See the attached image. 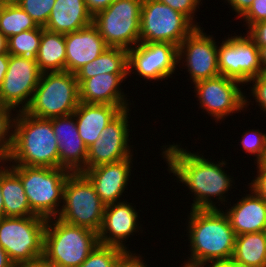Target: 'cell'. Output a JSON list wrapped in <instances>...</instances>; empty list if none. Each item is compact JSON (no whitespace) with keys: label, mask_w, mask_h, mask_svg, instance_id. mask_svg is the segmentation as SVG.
Masks as SVG:
<instances>
[{"label":"cell","mask_w":266,"mask_h":267,"mask_svg":"<svg viewBox=\"0 0 266 267\" xmlns=\"http://www.w3.org/2000/svg\"><path fill=\"white\" fill-rule=\"evenodd\" d=\"M162 157L168 164L169 173H173L177 179L186 185L193 193L191 209H218L217 203L211 199L216 196L225 206L226 193L234 182L225 172L226 161L218 164L211 162L197 152L191 153L180 145H163ZM202 155V156H201ZM224 194V195H223Z\"/></svg>","instance_id":"6da1fadb"},{"label":"cell","mask_w":266,"mask_h":267,"mask_svg":"<svg viewBox=\"0 0 266 267\" xmlns=\"http://www.w3.org/2000/svg\"><path fill=\"white\" fill-rule=\"evenodd\" d=\"M188 216L190 251L185 266L199 267L212 260L230 259L236 234L223 209H191Z\"/></svg>","instance_id":"7a4b0ae2"},{"label":"cell","mask_w":266,"mask_h":267,"mask_svg":"<svg viewBox=\"0 0 266 267\" xmlns=\"http://www.w3.org/2000/svg\"><path fill=\"white\" fill-rule=\"evenodd\" d=\"M10 165L59 168L58 142L50 119L16 111ZM12 162V164H11Z\"/></svg>","instance_id":"3957f363"},{"label":"cell","mask_w":266,"mask_h":267,"mask_svg":"<svg viewBox=\"0 0 266 267\" xmlns=\"http://www.w3.org/2000/svg\"><path fill=\"white\" fill-rule=\"evenodd\" d=\"M98 244V234L88 228L47 219L43 257L56 267H79Z\"/></svg>","instance_id":"277c9868"},{"label":"cell","mask_w":266,"mask_h":267,"mask_svg":"<svg viewBox=\"0 0 266 267\" xmlns=\"http://www.w3.org/2000/svg\"><path fill=\"white\" fill-rule=\"evenodd\" d=\"M9 167L20 177L31 211L45 219L56 218L62 208L64 185L71 172L65 168Z\"/></svg>","instance_id":"5b68a950"},{"label":"cell","mask_w":266,"mask_h":267,"mask_svg":"<svg viewBox=\"0 0 266 267\" xmlns=\"http://www.w3.org/2000/svg\"><path fill=\"white\" fill-rule=\"evenodd\" d=\"M76 75L67 71L44 72L24 112L50 119L73 114L79 104Z\"/></svg>","instance_id":"8992f818"},{"label":"cell","mask_w":266,"mask_h":267,"mask_svg":"<svg viewBox=\"0 0 266 267\" xmlns=\"http://www.w3.org/2000/svg\"><path fill=\"white\" fill-rule=\"evenodd\" d=\"M105 206L88 177L82 172H71L64 185L63 205L57 218L98 233Z\"/></svg>","instance_id":"52a82bcc"},{"label":"cell","mask_w":266,"mask_h":267,"mask_svg":"<svg viewBox=\"0 0 266 267\" xmlns=\"http://www.w3.org/2000/svg\"><path fill=\"white\" fill-rule=\"evenodd\" d=\"M46 222L37 215L0 220V244L15 265L43 257Z\"/></svg>","instance_id":"ba28073f"},{"label":"cell","mask_w":266,"mask_h":267,"mask_svg":"<svg viewBox=\"0 0 266 267\" xmlns=\"http://www.w3.org/2000/svg\"><path fill=\"white\" fill-rule=\"evenodd\" d=\"M143 0H115L93 17V24L109 47L131 49L140 42Z\"/></svg>","instance_id":"9c48e42d"},{"label":"cell","mask_w":266,"mask_h":267,"mask_svg":"<svg viewBox=\"0 0 266 267\" xmlns=\"http://www.w3.org/2000/svg\"><path fill=\"white\" fill-rule=\"evenodd\" d=\"M196 28L185 15L158 0H143L140 17L141 43H170L179 46Z\"/></svg>","instance_id":"30bf717a"},{"label":"cell","mask_w":266,"mask_h":267,"mask_svg":"<svg viewBox=\"0 0 266 267\" xmlns=\"http://www.w3.org/2000/svg\"><path fill=\"white\" fill-rule=\"evenodd\" d=\"M240 84L243 86L239 81L219 75L193 85L200 108L220 122L249 106L251 101H248L245 92L239 88Z\"/></svg>","instance_id":"8fae6325"},{"label":"cell","mask_w":266,"mask_h":267,"mask_svg":"<svg viewBox=\"0 0 266 267\" xmlns=\"http://www.w3.org/2000/svg\"><path fill=\"white\" fill-rule=\"evenodd\" d=\"M218 46V69L220 75L248 85V81L263 73L259 47L246 34L224 38Z\"/></svg>","instance_id":"7c38bea8"},{"label":"cell","mask_w":266,"mask_h":267,"mask_svg":"<svg viewBox=\"0 0 266 267\" xmlns=\"http://www.w3.org/2000/svg\"><path fill=\"white\" fill-rule=\"evenodd\" d=\"M42 72L36 59L9 54V64L0 86V104L24 111L29 105ZM21 105V106H20Z\"/></svg>","instance_id":"4fadbf2b"},{"label":"cell","mask_w":266,"mask_h":267,"mask_svg":"<svg viewBox=\"0 0 266 267\" xmlns=\"http://www.w3.org/2000/svg\"><path fill=\"white\" fill-rule=\"evenodd\" d=\"M177 66L178 46L174 44L139 42L128 50V76L136 73L147 81H162L171 77Z\"/></svg>","instance_id":"5bb4252c"},{"label":"cell","mask_w":266,"mask_h":267,"mask_svg":"<svg viewBox=\"0 0 266 267\" xmlns=\"http://www.w3.org/2000/svg\"><path fill=\"white\" fill-rule=\"evenodd\" d=\"M213 38L196 27L178 46V67L182 62L194 84L220 75L218 45Z\"/></svg>","instance_id":"9a60e30c"},{"label":"cell","mask_w":266,"mask_h":267,"mask_svg":"<svg viewBox=\"0 0 266 267\" xmlns=\"http://www.w3.org/2000/svg\"><path fill=\"white\" fill-rule=\"evenodd\" d=\"M122 110L100 133V138L87 148L86 170L95 166L118 162L131 157L129 146V113Z\"/></svg>","instance_id":"2e32d148"},{"label":"cell","mask_w":266,"mask_h":267,"mask_svg":"<svg viewBox=\"0 0 266 267\" xmlns=\"http://www.w3.org/2000/svg\"><path fill=\"white\" fill-rule=\"evenodd\" d=\"M125 201L105 206L102 225L97 233L99 244L128 250L124 240H128L130 235H134L133 232H139L138 229L142 228L137 221L139 216L136 208Z\"/></svg>","instance_id":"e0dca14e"},{"label":"cell","mask_w":266,"mask_h":267,"mask_svg":"<svg viewBox=\"0 0 266 267\" xmlns=\"http://www.w3.org/2000/svg\"><path fill=\"white\" fill-rule=\"evenodd\" d=\"M58 142L59 168L86 170L87 147L80 138L74 114L50 118Z\"/></svg>","instance_id":"ac0fdd59"},{"label":"cell","mask_w":266,"mask_h":267,"mask_svg":"<svg viewBox=\"0 0 266 267\" xmlns=\"http://www.w3.org/2000/svg\"><path fill=\"white\" fill-rule=\"evenodd\" d=\"M133 155L125 160L88 168L83 173L94 185L96 193L105 205L118 203L128 185Z\"/></svg>","instance_id":"d6986e66"},{"label":"cell","mask_w":266,"mask_h":267,"mask_svg":"<svg viewBox=\"0 0 266 267\" xmlns=\"http://www.w3.org/2000/svg\"><path fill=\"white\" fill-rule=\"evenodd\" d=\"M65 46V71L73 74L109 47L93 23L78 31L65 34Z\"/></svg>","instance_id":"ffe728a7"},{"label":"cell","mask_w":266,"mask_h":267,"mask_svg":"<svg viewBox=\"0 0 266 267\" xmlns=\"http://www.w3.org/2000/svg\"><path fill=\"white\" fill-rule=\"evenodd\" d=\"M128 74L104 73L85 79L79 85V101L82 103L109 104L121 111L128 109L131 103L121 90V83ZM129 103V104H128Z\"/></svg>","instance_id":"44dd1931"},{"label":"cell","mask_w":266,"mask_h":267,"mask_svg":"<svg viewBox=\"0 0 266 267\" xmlns=\"http://www.w3.org/2000/svg\"><path fill=\"white\" fill-rule=\"evenodd\" d=\"M249 191L224 212L236 236L266 231V202L252 189Z\"/></svg>","instance_id":"7402d4cb"},{"label":"cell","mask_w":266,"mask_h":267,"mask_svg":"<svg viewBox=\"0 0 266 267\" xmlns=\"http://www.w3.org/2000/svg\"><path fill=\"white\" fill-rule=\"evenodd\" d=\"M121 112L117 106L79 102L73 112L77 129L85 146L100 138L103 129Z\"/></svg>","instance_id":"603a6c76"},{"label":"cell","mask_w":266,"mask_h":267,"mask_svg":"<svg viewBox=\"0 0 266 267\" xmlns=\"http://www.w3.org/2000/svg\"><path fill=\"white\" fill-rule=\"evenodd\" d=\"M93 23L85 0H56L44 28L51 32L68 34Z\"/></svg>","instance_id":"cb8c5ba5"},{"label":"cell","mask_w":266,"mask_h":267,"mask_svg":"<svg viewBox=\"0 0 266 267\" xmlns=\"http://www.w3.org/2000/svg\"><path fill=\"white\" fill-rule=\"evenodd\" d=\"M1 169V192L6 217L35 215L28 203L20 177L8 166Z\"/></svg>","instance_id":"d4e9b609"},{"label":"cell","mask_w":266,"mask_h":267,"mask_svg":"<svg viewBox=\"0 0 266 267\" xmlns=\"http://www.w3.org/2000/svg\"><path fill=\"white\" fill-rule=\"evenodd\" d=\"M128 74V50L121 47H108L92 62L85 64L76 73L78 85L95 75Z\"/></svg>","instance_id":"484cf974"},{"label":"cell","mask_w":266,"mask_h":267,"mask_svg":"<svg viewBox=\"0 0 266 267\" xmlns=\"http://www.w3.org/2000/svg\"><path fill=\"white\" fill-rule=\"evenodd\" d=\"M35 59L42 73L65 71V34L51 32L42 27V37Z\"/></svg>","instance_id":"4316f807"},{"label":"cell","mask_w":266,"mask_h":267,"mask_svg":"<svg viewBox=\"0 0 266 267\" xmlns=\"http://www.w3.org/2000/svg\"><path fill=\"white\" fill-rule=\"evenodd\" d=\"M232 259L250 267H266V231L236 236Z\"/></svg>","instance_id":"83f0119b"},{"label":"cell","mask_w":266,"mask_h":267,"mask_svg":"<svg viewBox=\"0 0 266 267\" xmlns=\"http://www.w3.org/2000/svg\"><path fill=\"white\" fill-rule=\"evenodd\" d=\"M37 27L38 25L18 4L0 6V31L7 38Z\"/></svg>","instance_id":"f1b7e54d"},{"label":"cell","mask_w":266,"mask_h":267,"mask_svg":"<svg viewBox=\"0 0 266 267\" xmlns=\"http://www.w3.org/2000/svg\"><path fill=\"white\" fill-rule=\"evenodd\" d=\"M41 37L42 26L13 35L8 38V53L10 55L35 59L40 46Z\"/></svg>","instance_id":"f546056e"},{"label":"cell","mask_w":266,"mask_h":267,"mask_svg":"<svg viewBox=\"0 0 266 267\" xmlns=\"http://www.w3.org/2000/svg\"><path fill=\"white\" fill-rule=\"evenodd\" d=\"M124 249L98 244L79 267H114Z\"/></svg>","instance_id":"4dcf8cb0"},{"label":"cell","mask_w":266,"mask_h":267,"mask_svg":"<svg viewBox=\"0 0 266 267\" xmlns=\"http://www.w3.org/2000/svg\"><path fill=\"white\" fill-rule=\"evenodd\" d=\"M12 110L15 111L11 107L0 104V155L4 158L8 157L13 145L15 116Z\"/></svg>","instance_id":"1f68e13d"},{"label":"cell","mask_w":266,"mask_h":267,"mask_svg":"<svg viewBox=\"0 0 266 267\" xmlns=\"http://www.w3.org/2000/svg\"><path fill=\"white\" fill-rule=\"evenodd\" d=\"M243 134L242 139H240V145H242V149L245 151V153L254 155L256 157V164L265 161L266 133H262L259 131V129H250L246 132H243Z\"/></svg>","instance_id":"d6a6232c"},{"label":"cell","mask_w":266,"mask_h":267,"mask_svg":"<svg viewBox=\"0 0 266 267\" xmlns=\"http://www.w3.org/2000/svg\"><path fill=\"white\" fill-rule=\"evenodd\" d=\"M56 0H20L18 5L38 25L44 27Z\"/></svg>","instance_id":"836d02e7"},{"label":"cell","mask_w":266,"mask_h":267,"mask_svg":"<svg viewBox=\"0 0 266 267\" xmlns=\"http://www.w3.org/2000/svg\"><path fill=\"white\" fill-rule=\"evenodd\" d=\"M159 2L168 5L170 8L185 15L196 27H200L194 20L197 7L202 4L201 0H158ZM201 2V3H200Z\"/></svg>","instance_id":"e575fe53"},{"label":"cell","mask_w":266,"mask_h":267,"mask_svg":"<svg viewBox=\"0 0 266 267\" xmlns=\"http://www.w3.org/2000/svg\"><path fill=\"white\" fill-rule=\"evenodd\" d=\"M253 83L250 89L251 95L253 96L256 105L260 107L263 112L266 114V72L259 74L257 77L251 78L249 81ZM258 103V104H257Z\"/></svg>","instance_id":"d590c367"},{"label":"cell","mask_w":266,"mask_h":267,"mask_svg":"<svg viewBox=\"0 0 266 267\" xmlns=\"http://www.w3.org/2000/svg\"><path fill=\"white\" fill-rule=\"evenodd\" d=\"M249 29L253 24L266 20V0H254L250 8L241 16Z\"/></svg>","instance_id":"8d00e7d4"},{"label":"cell","mask_w":266,"mask_h":267,"mask_svg":"<svg viewBox=\"0 0 266 267\" xmlns=\"http://www.w3.org/2000/svg\"><path fill=\"white\" fill-rule=\"evenodd\" d=\"M257 175L254 180L249 183L248 188L252 189L266 202V162L257 163Z\"/></svg>","instance_id":"74e56055"},{"label":"cell","mask_w":266,"mask_h":267,"mask_svg":"<svg viewBox=\"0 0 266 267\" xmlns=\"http://www.w3.org/2000/svg\"><path fill=\"white\" fill-rule=\"evenodd\" d=\"M132 253L129 249L124 250L117 258L114 267H147L145 260L140 254ZM145 261V262H144Z\"/></svg>","instance_id":"f35d334b"},{"label":"cell","mask_w":266,"mask_h":267,"mask_svg":"<svg viewBox=\"0 0 266 267\" xmlns=\"http://www.w3.org/2000/svg\"><path fill=\"white\" fill-rule=\"evenodd\" d=\"M246 32L258 47L266 45V20L253 24Z\"/></svg>","instance_id":"ab89813d"},{"label":"cell","mask_w":266,"mask_h":267,"mask_svg":"<svg viewBox=\"0 0 266 267\" xmlns=\"http://www.w3.org/2000/svg\"><path fill=\"white\" fill-rule=\"evenodd\" d=\"M115 0H85L88 12L94 17L98 12L105 10Z\"/></svg>","instance_id":"60d3db41"},{"label":"cell","mask_w":266,"mask_h":267,"mask_svg":"<svg viewBox=\"0 0 266 267\" xmlns=\"http://www.w3.org/2000/svg\"><path fill=\"white\" fill-rule=\"evenodd\" d=\"M227 1L233 11L240 17L250 8L254 0H224Z\"/></svg>","instance_id":"b9f144b4"},{"label":"cell","mask_w":266,"mask_h":267,"mask_svg":"<svg viewBox=\"0 0 266 267\" xmlns=\"http://www.w3.org/2000/svg\"><path fill=\"white\" fill-rule=\"evenodd\" d=\"M15 267H56V266L48 262L44 257H40L32 261L19 263L15 265Z\"/></svg>","instance_id":"7bdbcfd3"},{"label":"cell","mask_w":266,"mask_h":267,"mask_svg":"<svg viewBox=\"0 0 266 267\" xmlns=\"http://www.w3.org/2000/svg\"><path fill=\"white\" fill-rule=\"evenodd\" d=\"M205 264H207V265H205ZM205 266H208V267H233V259L230 258V259L206 261V262L202 263L201 265H199V267H205Z\"/></svg>","instance_id":"ee69618b"},{"label":"cell","mask_w":266,"mask_h":267,"mask_svg":"<svg viewBox=\"0 0 266 267\" xmlns=\"http://www.w3.org/2000/svg\"><path fill=\"white\" fill-rule=\"evenodd\" d=\"M9 64V54L0 55V86L4 80Z\"/></svg>","instance_id":"f6af8a7d"},{"label":"cell","mask_w":266,"mask_h":267,"mask_svg":"<svg viewBox=\"0 0 266 267\" xmlns=\"http://www.w3.org/2000/svg\"><path fill=\"white\" fill-rule=\"evenodd\" d=\"M0 267H15L9 255L0 244Z\"/></svg>","instance_id":"bcb514c9"},{"label":"cell","mask_w":266,"mask_h":267,"mask_svg":"<svg viewBox=\"0 0 266 267\" xmlns=\"http://www.w3.org/2000/svg\"><path fill=\"white\" fill-rule=\"evenodd\" d=\"M8 53V38L0 31V55Z\"/></svg>","instance_id":"7dc6e473"},{"label":"cell","mask_w":266,"mask_h":267,"mask_svg":"<svg viewBox=\"0 0 266 267\" xmlns=\"http://www.w3.org/2000/svg\"><path fill=\"white\" fill-rule=\"evenodd\" d=\"M260 64L264 72H266V45L259 47Z\"/></svg>","instance_id":"c3c4849f"},{"label":"cell","mask_w":266,"mask_h":267,"mask_svg":"<svg viewBox=\"0 0 266 267\" xmlns=\"http://www.w3.org/2000/svg\"><path fill=\"white\" fill-rule=\"evenodd\" d=\"M1 190L2 189H1V170H0V220L6 217Z\"/></svg>","instance_id":"681fc988"},{"label":"cell","mask_w":266,"mask_h":267,"mask_svg":"<svg viewBox=\"0 0 266 267\" xmlns=\"http://www.w3.org/2000/svg\"><path fill=\"white\" fill-rule=\"evenodd\" d=\"M20 0H0V6L3 5H15L18 4Z\"/></svg>","instance_id":"f907efd6"},{"label":"cell","mask_w":266,"mask_h":267,"mask_svg":"<svg viewBox=\"0 0 266 267\" xmlns=\"http://www.w3.org/2000/svg\"><path fill=\"white\" fill-rule=\"evenodd\" d=\"M4 163H5V164L8 163L7 158L1 157V158H0V170L3 168L2 165H3ZM1 164H2V165H1Z\"/></svg>","instance_id":"816d5d0a"},{"label":"cell","mask_w":266,"mask_h":267,"mask_svg":"<svg viewBox=\"0 0 266 267\" xmlns=\"http://www.w3.org/2000/svg\"><path fill=\"white\" fill-rule=\"evenodd\" d=\"M233 267H250V266L243 265V264H240V263L233 261Z\"/></svg>","instance_id":"f5cc1de1"}]
</instances>
